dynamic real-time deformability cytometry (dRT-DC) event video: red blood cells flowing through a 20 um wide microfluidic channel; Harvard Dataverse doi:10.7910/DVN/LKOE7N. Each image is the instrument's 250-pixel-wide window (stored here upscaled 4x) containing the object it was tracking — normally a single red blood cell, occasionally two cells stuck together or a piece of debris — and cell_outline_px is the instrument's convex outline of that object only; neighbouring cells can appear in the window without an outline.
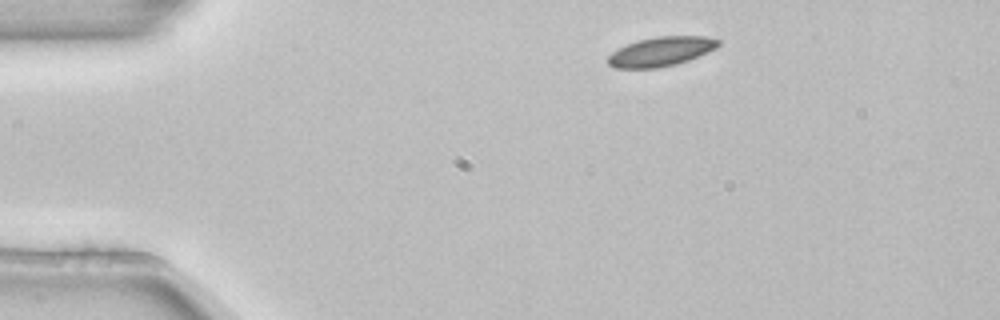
{"species": "common noctule bat (a hibernating species)", "species_latin": "Nyctalus noctula", "temperature_condition": "room temperature", "stored_images_in_passage": 5, "camera_frame_rate_fps": 3000, "um_per_image_px": 0.085, "animal": {"sex": "female", "body_mass_g": 22.7, "forearm_length_mm": 54.2}, "frame": {"image": 1, "passage_image": 1, "time_ms": 0.0, "image_size_px": [1000, 320], "cell_outline_px": [[720, 44], [716, 48], [708, 52], [688, 60], [676, 64], [656, 68], [612, 68], [608, 64], [608, 56], [612, 52], [628, 44], [640, 40], [656, 36], [704, 36], [720, 40]], "centroid_in_image_um": [56.19, 4.38], "position_along_channel_um": 28.8, "area_um2": 18.73}}
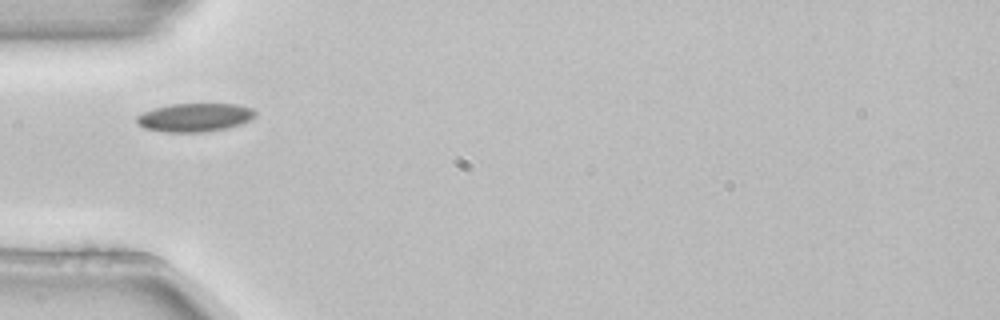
{"frame": {"image": 2, "passage_image": 3, "time_ms": 0.667, "image_size_px": [1000, 320], "cell_outline_px": [[256, 116], [252, 120], [240, 124], [224, 128], [204, 132], [168, 132], [144, 128], [136, 120], [136, 116], [144, 112], [156, 108], [172, 104], [236, 104], [252, 108], [256, 112]], "centroid_in_image_um": [16.6, 9.98], "position_along_channel_um": 68.4, "area_um2": 19.48}}